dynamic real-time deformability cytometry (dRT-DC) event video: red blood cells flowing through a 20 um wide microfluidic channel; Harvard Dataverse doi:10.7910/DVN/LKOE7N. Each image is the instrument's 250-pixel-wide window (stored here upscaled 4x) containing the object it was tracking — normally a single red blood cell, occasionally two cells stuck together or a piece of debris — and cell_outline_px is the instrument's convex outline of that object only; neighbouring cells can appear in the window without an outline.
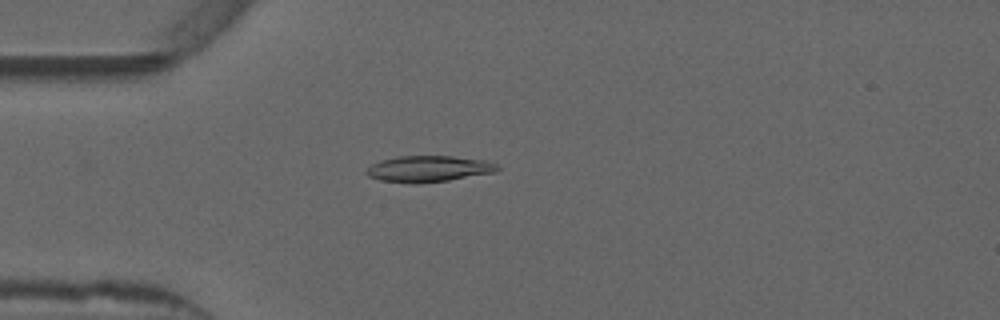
{"species": "common noctule bat (a hibernating species)", "species_latin": "Nyctalus noctula", "temperature_condition": "warm", "stored_images_in_passage": 50, "camera_frame_rate_fps": 3000, "um_per_image_px": 0.085, "animal": {"sex": "male", "forearm_length_mm": 52.5}, "frame": {"image": 1, "passage_image": 11, "time_ms": 3.333, "image_size_px": [1000, 320], "cell_outline_px": [[500, 168], [492, 172], [448, 180], [416, 184], [380, 180], [368, 176], [364, 172], [372, 164], [380, 160], [400, 156], [452, 156], [488, 160], [496, 164]], "centroid_in_image_um": [36.4, 14.34], "position_along_channel_um": 48.6, "area_um2": 19.88}}
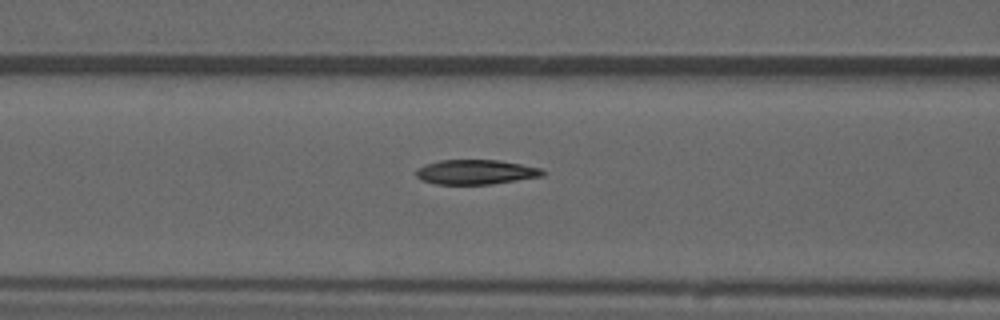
{"frame": {"image": 2, "passage_image": 18, "time_ms": 5.667, "image_size_px": [1000, 320], "cell_outline_px": [[544, 176], [492, 184], [436, 184], [420, 180], [416, 176], [416, 168], [424, 164], [440, 160], [500, 160], [540, 168], [544, 172]], "centroid_in_image_um": [40.4, 14.62], "position_along_channel_um": 126.2, "area_um2": 18.26}}
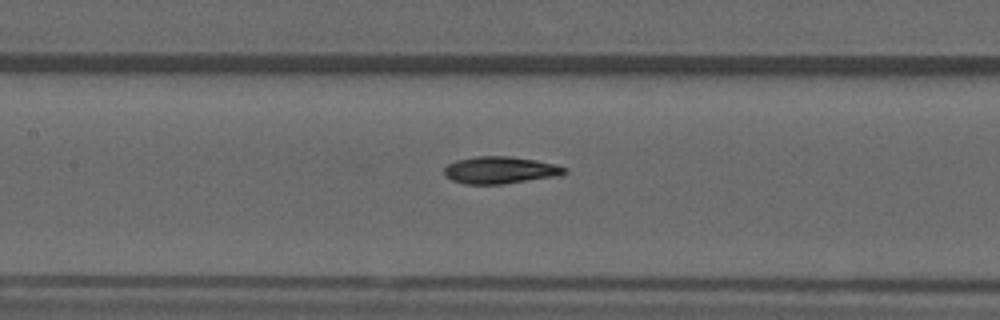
{"frame": {"image": 3, "passage_image": 21, "time_ms": 6.667, "image_size_px": [1000, 320], "cell_outline_px": [[568, 172], [560, 176], [504, 184], [464, 184], [452, 180], [444, 176], [444, 168], [448, 164], [456, 160], [476, 156], [508, 156], [536, 160], [556, 164], [568, 168]], "centroid_in_image_um": [42.54, 14.46], "position_along_channel_um": 164.9, "area_um2": 19.31}, "authors_computed_cell_mechanics": {"area_um2": 18.7272, "velocity_mm_per_s": 3.86, "shape_relaxation_time_tau1_ms": null, "shape_relaxation_time_tau2_ms": 7.5594, "deformation_change_tau1": null, "deformation_change_tau2": 0.1581}}